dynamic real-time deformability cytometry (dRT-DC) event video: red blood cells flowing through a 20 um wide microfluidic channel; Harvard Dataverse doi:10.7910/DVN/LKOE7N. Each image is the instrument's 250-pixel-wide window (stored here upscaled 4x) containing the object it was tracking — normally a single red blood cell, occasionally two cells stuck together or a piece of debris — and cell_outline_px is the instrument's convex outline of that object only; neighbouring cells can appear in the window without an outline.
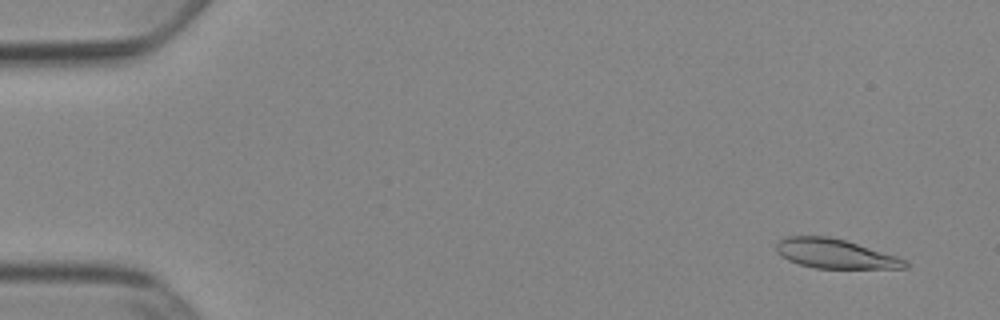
{"species": "Egyptian fruit bat (a non-hibernating species)", "species_latin": "Rousettus aegyptiacus", "temperature_condition": "cold", "stored_images_in_passage": 53, "camera_frame_rate_fps": 3000, "um_per_image_px": 0.085, "animal": {"sex": "female"}, "frame": {"image": 1, "passage_image": 4, "time_ms": 1.0, "image_size_px": [1000, 320], "cell_outline_px": [[908, 268], [816, 268], [800, 264], [788, 260], [780, 256], [776, 252], [776, 244], [784, 236], [828, 236], [844, 240], [896, 256], [904, 260], [908, 264]], "centroid_in_image_um": [70.92, 21.56], "position_along_channel_um": 14.1, "area_um2": 21.79}}
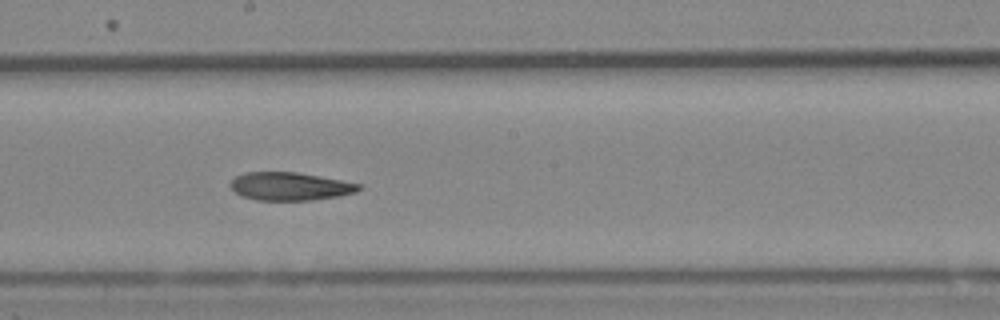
{"frame": {"image": 2, "passage_image": 30, "time_ms": 9.667, "image_size_px": [1000, 320], "cell_outline_px": [[364, 184], [356, 192], [340, 196], [312, 200], [256, 200], [244, 196], [236, 192], [228, 184], [236, 176], [244, 172], [296, 172]], "centroid_in_image_um": [24.67, 15.83], "position_along_channel_um": 223.5, "area_um2": 20.98}}
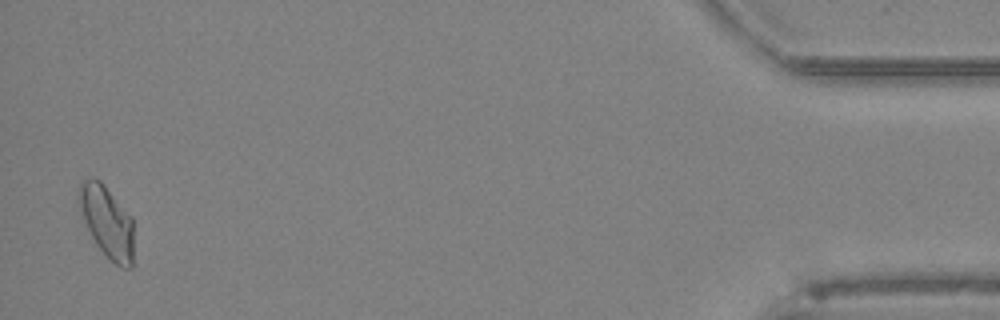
{"frame": {"image": 3, "passage_image": 52, "time_ms": 17.0, "image_size_px": [1000, 320], "cell_outline_px": [[132, 268], [120, 268], [96, 244], [84, 220], [80, 204], [80, 184], [84, 180], [92, 176], [100, 180], [132, 216]], "centroid_in_image_um": [9.12, 18.83], "position_along_channel_um": 426.1, "area_um2": 22.25}, "authors_computed_cell_mechanics": {"area_um2": 22.1952, "velocity_mm_per_s": 3.8848, "shape_relaxation_time_tau1_ms": null, "shape_relaxation_time_tau2_ms": 5.4851, "deformation_change_tau1": null, "deformation_change_tau2": 0.1246}}